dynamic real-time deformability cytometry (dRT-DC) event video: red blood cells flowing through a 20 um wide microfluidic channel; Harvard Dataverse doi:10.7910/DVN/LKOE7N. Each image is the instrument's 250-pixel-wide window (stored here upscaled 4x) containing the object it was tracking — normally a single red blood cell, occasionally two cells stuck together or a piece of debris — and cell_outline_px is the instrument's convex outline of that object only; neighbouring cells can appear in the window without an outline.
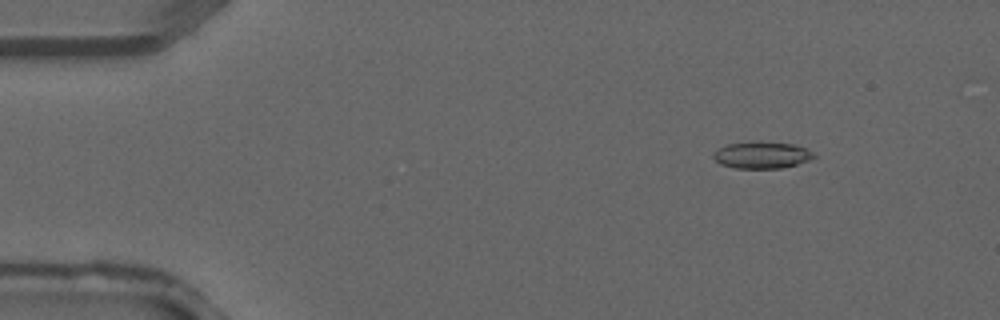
{"species": "common noctule bat (a hibernating species)", "species_latin": "Nyctalus noctula", "temperature_condition": "warm", "stored_images_in_passage": 4, "camera_frame_rate_fps": 3000, "um_per_image_px": 0.085, "animal": {"sex": "male", "forearm_length_mm": 52.5}, "frame": {"image": 1, "passage_image": 2, "time_ms": 0.333, "image_size_px": [1000, 320], "cell_outline_px": [[816, 156], [808, 160], [796, 164], [780, 168], [736, 168], [720, 164], [712, 156], [720, 148], [728, 144], [792, 144], [804, 148], [812, 152]], "centroid_in_image_um": [64.76, 13.23], "position_along_channel_um": 20.2, "area_um2": 14.62}}
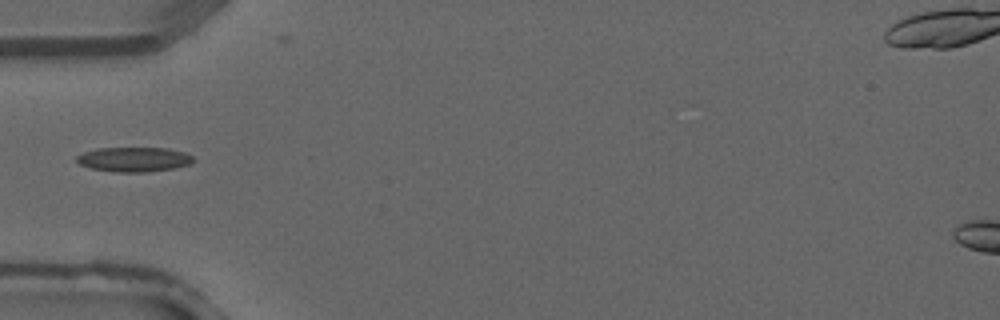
{"frame": {"image": 2, "passage_image": 4, "time_ms": 1.0, "image_size_px": [1000, 320], "cell_outline_px": [[196, 160], [188, 164], [172, 168], [148, 172], [116, 172], [92, 168], [80, 164], [76, 160], [76, 156], [84, 152], [100, 148], [168, 148], [184, 152], [192, 156]], "centroid_in_image_um": [11.39, 13.54], "position_along_channel_um": 73.6, "area_um2": 16.59}}